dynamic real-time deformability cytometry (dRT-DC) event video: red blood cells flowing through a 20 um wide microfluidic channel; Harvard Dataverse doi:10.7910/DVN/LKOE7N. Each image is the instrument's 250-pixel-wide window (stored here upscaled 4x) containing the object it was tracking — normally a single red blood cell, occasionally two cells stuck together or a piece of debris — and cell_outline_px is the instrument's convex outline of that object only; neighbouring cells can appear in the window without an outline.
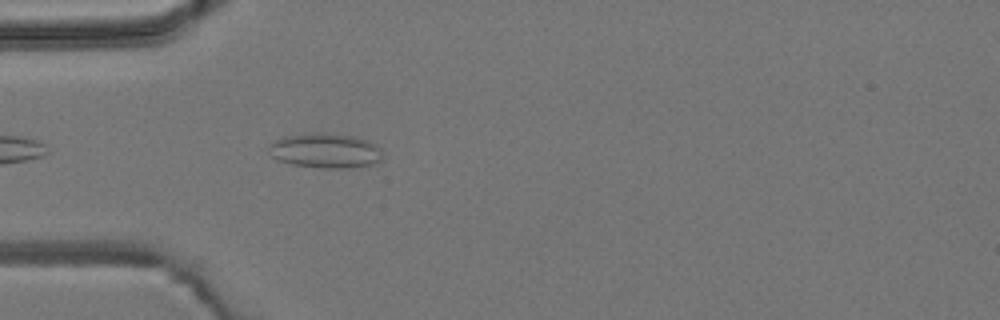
{"species": "common noctule bat (a hibernating species)", "species_latin": "Nyctalus noctula", "temperature_condition": "room temperature", "stored_images_in_passage": 5, "camera_frame_rate_fps": 3000, "um_per_image_px": 0.085, "animal": {"sex": "male", "body_mass_g": 19.2, "forearm_length_mm": 51.8}, "frame": {"image": 1, "passage_image": 5, "time_ms": 4.667, "image_size_px": [1000, 320], "cell_outline_px": [[380, 160], [372, 164], [348, 168], [320, 168], [292, 164], [276, 160], [272, 156], [268, 148], [268, 144], [284, 136], [320, 132], [356, 136], [368, 140], [376, 144], [380, 148]], "centroid_in_image_um": [27.63, 12.8], "position_along_channel_um": 57.4, "area_um2": 23.12}}